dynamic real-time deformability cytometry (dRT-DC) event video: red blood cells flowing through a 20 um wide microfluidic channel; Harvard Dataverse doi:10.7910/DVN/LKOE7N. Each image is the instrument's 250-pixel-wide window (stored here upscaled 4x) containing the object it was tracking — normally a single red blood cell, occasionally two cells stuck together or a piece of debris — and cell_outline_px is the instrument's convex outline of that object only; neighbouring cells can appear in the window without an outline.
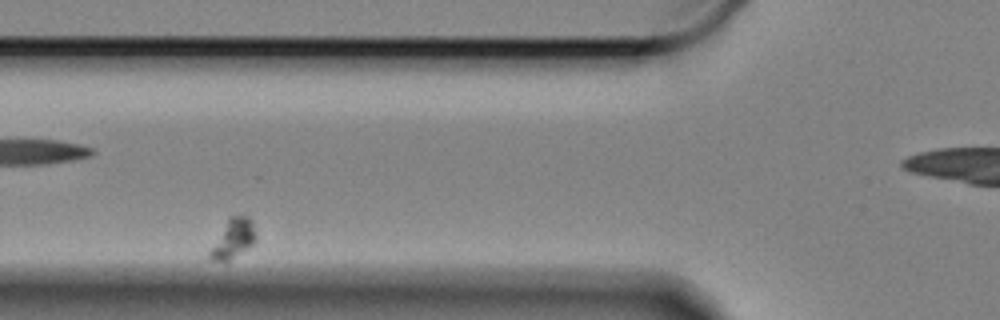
{"species": "Egyptian fruit bat (a non-hibernating species)", "species_latin": "Rousettus aegyptiacus", "temperature_condition": "cold", "stored_images_in_passage": 57, "segment_of_instrument_passage": [1, 2], "camera_frame_rate_fps": 3000, "um_per_image_px": 0.085, "animal": {"sex": "female"}, "frame": {"image": 1, "passage_image": 12, "time_ms": 3.667, "image_size_px": [1000, 320], "cell_outline_px": [[256, 240], [248, 248], [224, 264], [212, 260], [208, 256], [208, 252], [228, 216], [248, 216], [252, 220], [256, 236]], "centroid_in_image_um": [19.79, 20.31], "position_along_channel_um": 106.0, "area_um2": 10.75}}
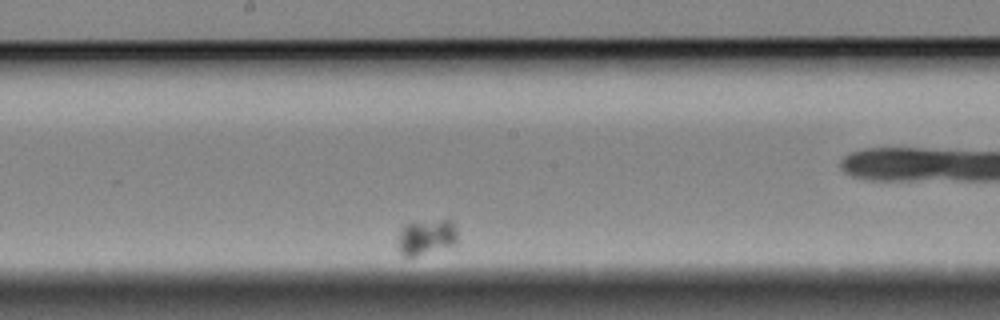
{"frame": {"image": 2, "passage_image": 25, "time_ms": 8.0, "image_size_px": [1000, 320], "cell_outline_px": [[456, 244], [452, 248], [416, 256], [404, 256], [396, 248], [396, 244], [400, 232], [404, 224], [408, 220], [448, 216], [452, 220], [456, 228]], "centroid_in_image_um": [36.26, 20.07], "position_along_channel_um": 211.9, "area_um2": 13.76}}
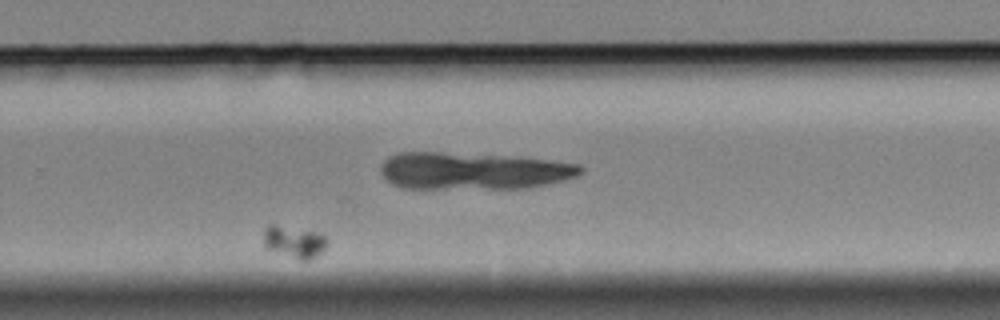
{"frame": {"image": 3, "passage_image": 36, "time_ms": 11.667, "image_size_px": [1000, 320], "cell_outline_px": [[328, 240], [324, 248], [312, 260], [300, 260], [264, 248], [264, 228], [268, 224], [276, 224], [320, 232]], "centroid_in_image_um": [24.98, 20.53], "position_along_channel_um": 304.8, "area_um2": 12.08}}